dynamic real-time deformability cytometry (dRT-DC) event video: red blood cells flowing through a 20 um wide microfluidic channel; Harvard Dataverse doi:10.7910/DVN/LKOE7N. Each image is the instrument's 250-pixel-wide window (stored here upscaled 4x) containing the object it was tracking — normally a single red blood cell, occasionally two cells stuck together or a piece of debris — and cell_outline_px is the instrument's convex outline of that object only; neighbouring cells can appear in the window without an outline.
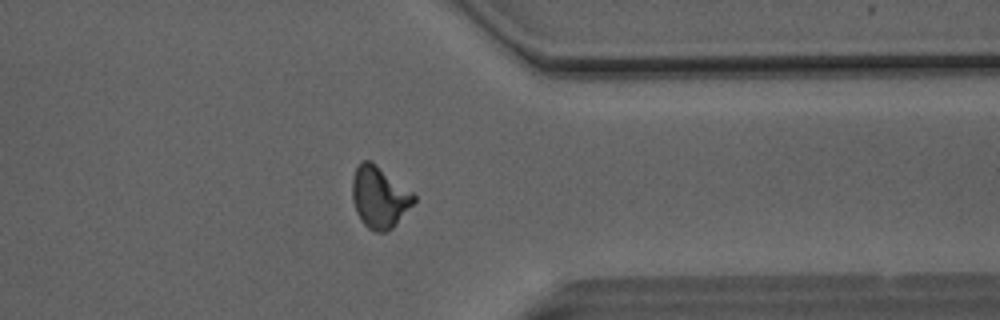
{"species": "Egyptian fruit bat (a non-hibernating species)", "species_latin": "Rousettus aegyptiacus", "temperature_condition": "room temperature", "stored_images_in_passage": 50, "camera_frame_rate_fps": 3000, "um_per_image_px": 0.085, "animal": {"sex": "male"}, "frame": {"image": 1, "passage_image": 40, "time_ms": 13.0, "image_size_px": [1000, 320], "cell_outline_px": [[416, 200], [392, 228], [384, 232], [376, 232], [368, 228], [364, 224], [356, 212], [352, 200], [352, 176], [360, 160], [372, 160], [412, 192], [416, 196]], "centroid_in_image_um": [32.22, 16.73], "position_along_channel_um": 379.2, "area_um2": 22.14}}
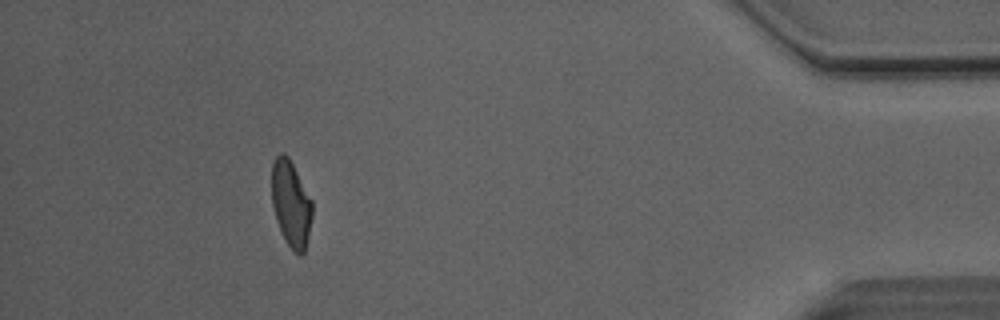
{"frame": {"image": 2, "passage_image": 46, "time_ms": 15.0, "image_size_px": [1000, 320], "cell_outline_px": [[312, 216], [304, 252], [300, 256], [292, 252], [284, 240], [276, 220], [272, 204], [272, 164], [276, 156], [280, 152], [284, 152], [288, 156], [312, 200]], "centroid_in_image_um": [24.72, 17.33], "position_along_channel_um": 410.5, "area_um2": 20.4}, "authors_computed_cell_mechanics": {"area_um2": 21.6461, "velocity_mm_per_s": 4.1075, "shape_relaxation_time_tau1_ms": 5.1513, "shape_relaxation_time_tau2_ms": 1.9405, "deformation_change_tau1": 0.172, "deformation_change_tau2": 0.0891}}